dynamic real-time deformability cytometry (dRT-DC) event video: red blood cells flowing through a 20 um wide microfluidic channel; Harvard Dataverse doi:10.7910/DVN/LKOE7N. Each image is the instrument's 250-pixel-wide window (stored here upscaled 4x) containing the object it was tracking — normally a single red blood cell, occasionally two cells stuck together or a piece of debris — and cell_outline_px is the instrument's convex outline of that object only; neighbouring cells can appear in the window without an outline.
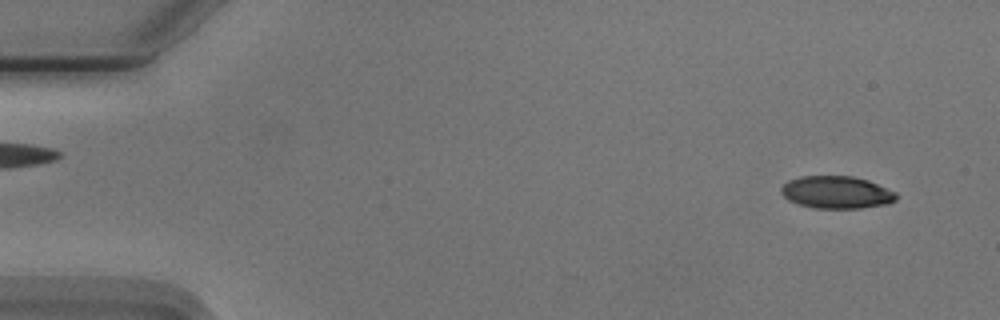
{"species": "Egyptian fruit bat (a non-hibernating species)", "species_latin": "Rousettus aegyptiacus", "temperature_condition": "cold", "stored_images_in_passage": 54, "camera_frame_rate_fps": 3000, "um_per_image_px": 0.085, "animal": {"sex": "male"}, "frame": {"image": 1, "passage_image": 3, "time_ms": 0.667, "image_size_px": [1000, 320], "cell_outline_px": [[896, 200], [888, 204], [860, 208], [812, 208], [788, 200], [780, 192], [780, 188], [788, 180], [800, 176], [852, 176], [868, 180], [896, 192]], "centroid_in_image_um": [71.09, 16.34], "position_along_channel_um": 13.9, "area_um2": 21.79}}
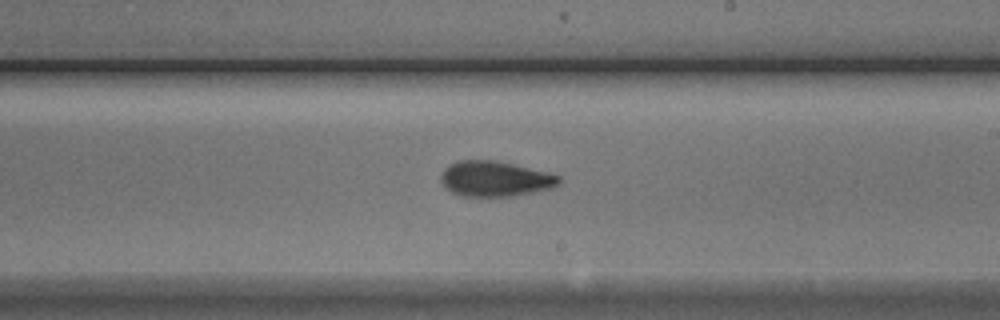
{"frame": {"image": 2, "passage_image": 31, "time_ms": 10.0, "image_size_px": [1000, 320], "cell_outline_px": [[560, 184], [552, 188], [516, 196], [460, 196], [444, 188], [440, 180], [440, 176], [444, 168], [448, 164], [456, 160], [496, 160], [548, 172], [560, 176]], "centroid_in_image_um": [42.05, 15.19], "position_along_channel_um": 246.9, "area_um2": 24.68}}
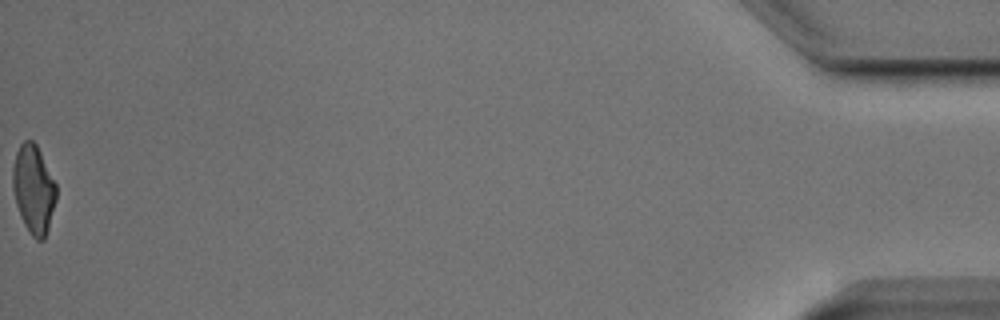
{"frame": {"image": 3, "passage_image": 54, "time_ms": 17.667, "image_size_px": [1000, 320], "cell_outline_px": [[56, 200], [48, 228], [44, 240], [36, 240], [32, 236], [24, 224], [20, 216], [16, 204], [12, 188], [12, 168], [16, 152], [20, 144], [24, 140], [32, 140], [36, 144], [56, 184]], "centroid_in_image_um": [2.83, 16.08], "position_along_channel_um": 432.4, "area_um2": 22.37}, "authors_computed_cell_mechanics": {"area_um2": 23.1778, "velocity_mm_per_s": 3.7595, "shape_relaxation_time_tau1_ms": 3.7355, "shape_relaxation_time_tau2_ms": 2.3237, "deformation_change_tau1": 0.1327, "deformation_change_tau2": 0.094}}